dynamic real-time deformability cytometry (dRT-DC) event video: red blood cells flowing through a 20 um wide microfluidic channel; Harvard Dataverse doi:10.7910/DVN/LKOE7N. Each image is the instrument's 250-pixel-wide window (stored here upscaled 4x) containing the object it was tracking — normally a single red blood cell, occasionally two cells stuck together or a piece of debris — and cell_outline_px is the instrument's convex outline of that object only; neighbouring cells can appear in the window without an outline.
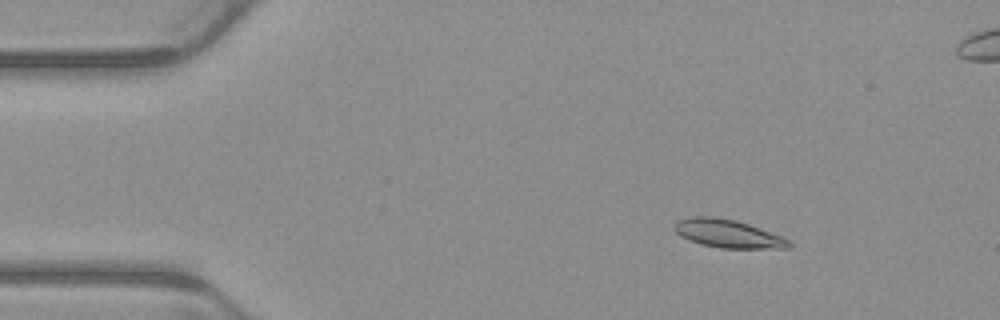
{"species": "common noctule bat (a hibernating species)", "species_latin": "Nyctalus noctula", "temperature_condition": "warm", "stored_images_in_passage": 6, "camera_frame_rate_fps": 3000, "um_per_image_px": 0.085, "animal": {"sex": "male", "body_mass_g": 23.1, "forearm_length_mm": 52.7}, "frame": {"image": 1, "passage_image": 3, "time_ms": 0.667, "image_size_px": [1000, 320], "cell_outline_px": [[792, 244], [788, 248], [720, 248], [700, 244], [688, 240], [680, 236], [672, 228], [676, 220], [692, 216], [712, 216], [736, 220], [784, 236], [792, 240]], "centroid_in_image_um": [61.87, 19.85], "position_along_channel_um": 23.1, "area_um2": 19.13}}